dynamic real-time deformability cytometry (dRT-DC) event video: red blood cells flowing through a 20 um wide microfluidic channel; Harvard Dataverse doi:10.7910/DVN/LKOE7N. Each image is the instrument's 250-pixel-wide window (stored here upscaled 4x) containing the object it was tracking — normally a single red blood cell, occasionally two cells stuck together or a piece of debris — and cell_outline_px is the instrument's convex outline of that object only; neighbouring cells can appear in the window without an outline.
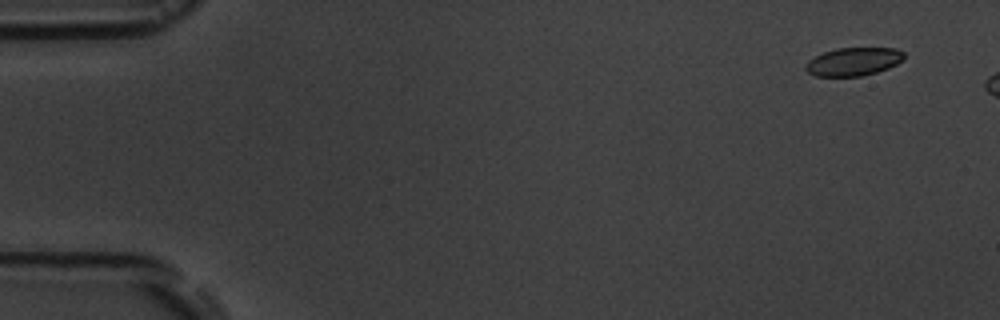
{"species": "common noctule bat (a hibernating species)", "species_latin": "Nyctalus noctula", "temperature_condition": "room temperature", "stored_images_in_passage": 2, "camera_frame_rate_fps": 3000, "um_per_image_px": 0.085, "animal": {"sex": "male", "body_mass_g": 19.5, "forearm_length_mm": 54.6}, "frame": {"image": 1, "passage_image": 1, "time_ms": 0.0, "image_size_px": [1000, 320], "cell_outline_px": [[904, 60], [888, 68], [876, 72], [860, 76], [816, 76], [808, 72], [804, 68], [804, 64], [808, 60], [824, 52], [836, 48], [896, 48], [904, 52]], "centroid_in_image_um": [72.54, 5.23], "position_along_channel_um": 12.5, "area_um2": 16.18}}